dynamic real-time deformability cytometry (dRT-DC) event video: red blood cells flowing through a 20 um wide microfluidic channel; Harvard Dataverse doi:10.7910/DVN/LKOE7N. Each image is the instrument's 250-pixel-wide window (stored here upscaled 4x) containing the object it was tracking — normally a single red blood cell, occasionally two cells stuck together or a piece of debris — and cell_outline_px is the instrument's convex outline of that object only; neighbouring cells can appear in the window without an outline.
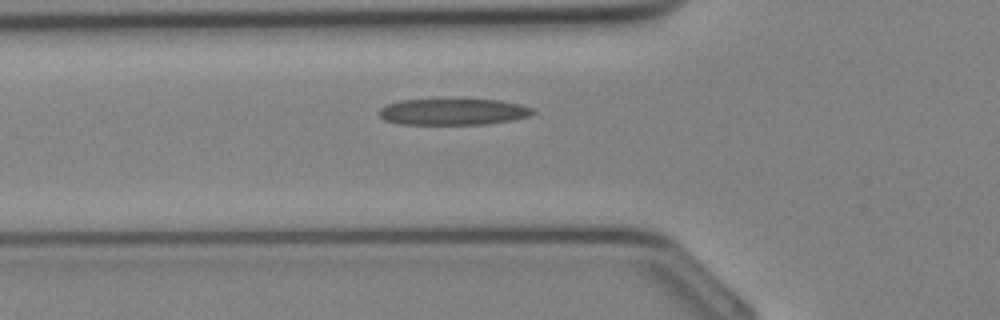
{"species": "Egyptian fruit bat (a non-hibernating species)", "species_latin": "Rousettus aegyptiacus", "temperature_condition": "cold", "stored_images_in_passage": 28, "camera_frame_rate_fps": 3000, "um_per_image_px": 0.085, "animal": {"sex": "female"}, "frame": {"image": 1, "passage_image": 7, "time_ms": 2.0, "image_size_px": [1000, 320], "cell_outline_px": [[536, 112], [528, 116], [512, 120], [488, 124], [400, 124], [384, 120], [380, 116], [380, 108], [388, 104], [400, 100], [500, 100], [520, 104], [532, 108]], "centroid_in_image_um": [38.53, 9.51], "position_along_channel_um": 87.3, "area_um2": 23.41}}
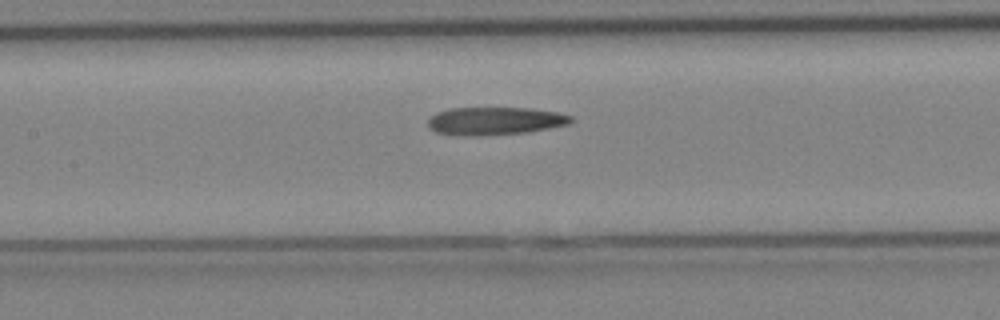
{"frame": {"image": 2, "passage_image": 11, "time_ms": 3.333, "image_size_px": [1000, 320], "cell_outline_px": [[572, 120], [568, 124], [548, 128], [524, 132], [484, 136], [452, 136], [436, 132], [428, 128], [428, 120], [436, 112], [448, 108], [532, 108], [560, 112], [572, 116]], "centroid_in_image_um": [42.02, 10.28], "position_along_channel_um": 165.4, "area_um2": 23.52}}
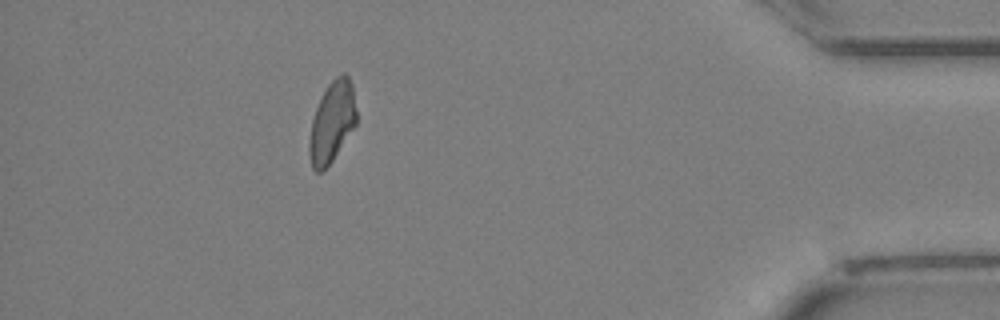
{"frame": {"image": 3, "passage_image": 26, "time_ms": 8.333, "image_size_px": [1000, 320], "cell_outline_px": [[356, 124], [332, 160], [320, 172], [316, 172], [312, 168], [308, 148], [308, 144], [312, 120], [316, 108], [328, 84], [336, 76], [344, 72], [348, 76], [352, 84], [356, 112]], "centroid_in_image_um": [28.21, 10.36], "position_along_channel_um": 407.0, "area_um2": 21.85}}